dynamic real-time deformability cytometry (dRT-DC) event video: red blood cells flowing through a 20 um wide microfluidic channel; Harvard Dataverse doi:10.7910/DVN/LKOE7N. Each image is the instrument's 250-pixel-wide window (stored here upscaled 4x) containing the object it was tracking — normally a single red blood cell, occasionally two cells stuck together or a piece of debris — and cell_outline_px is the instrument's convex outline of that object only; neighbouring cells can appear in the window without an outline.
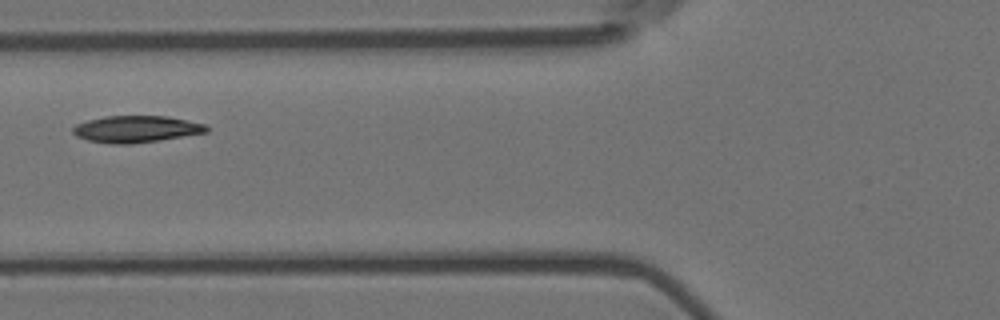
{"species": "Egyptian fruit bat (a non-hibernating species)", "species_latin": "Rousettus aegyptiacus", "temperature_condition": "room temperature", "stored_images_in_passage": 7, "camera_frame_rate_fps": 3000, "um_per_image_px": 0.085, "animal": {"sex": "female"}, "frame": {"image": 1, "passage_image": 7, "time_ms": 2.0, "image_size_px": [1000, 320], "cell_outline_px": [[208, 132], [160, 140], [132, 144], [112, 144], [88, 140], [76, 136], [72, 132], [72, 128], [76, 124], [88, 120], [104, 116], [168, 116], [204, 124], [208, 128]], "centroid_in_image_um": [11.55, 10.97], "position_along_channel_um": 114.2, "area_um2": 20.81}}